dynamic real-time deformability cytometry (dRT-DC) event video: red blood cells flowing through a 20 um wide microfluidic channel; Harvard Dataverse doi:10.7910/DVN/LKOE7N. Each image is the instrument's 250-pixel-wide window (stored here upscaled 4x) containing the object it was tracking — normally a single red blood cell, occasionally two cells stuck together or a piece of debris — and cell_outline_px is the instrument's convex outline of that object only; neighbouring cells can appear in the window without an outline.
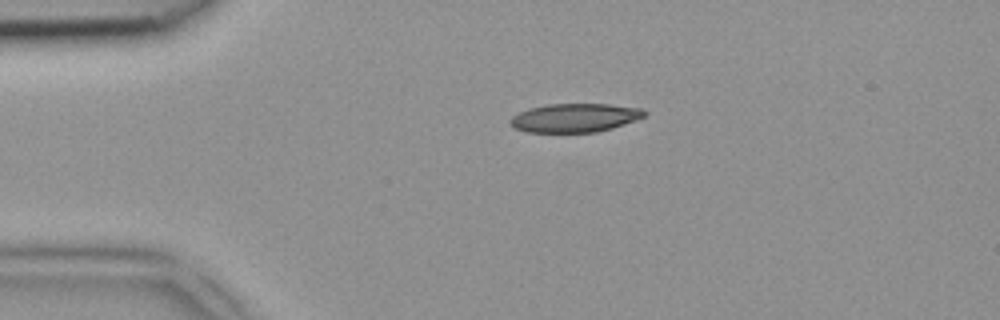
{"species": "common noctule bat (a hibernating species)", "species_latin": "Nyctalus noctula", "temperature_condition": "room temperature", "stored_images_in_passage": 33, "camera_frame_rate_fps": 3000, "um_per_image_px": 0.085, "animal": {"sex": "female", "body_mass_g": 18.4}, "frame": {"image": 1, "passage_image": 2, "time_ms": 0.333, "image_size_px": [1000, 320], "cell_outline_px": [[648, 112], [644, 116], [636, 120], [612, 128], [596, 132], [524, 132], [516, 128], [508, 120], [512, 116], [520, 112], [532, 108], [548, 104], [608, 104], [640, 108]], "centroid_in_image_um": [48.87, 10.01], "position_along_channel_um": 36.1, "area_um2": 22.25}}
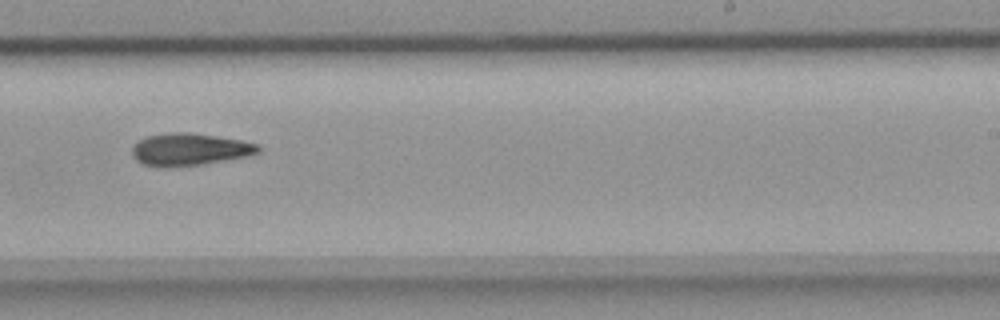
{"frame": {"image": 2, "passage_image": 21, "time_ms": 6.667, "image_size_px": [1000, 320], "cell_outline_px": [[260, 152], [248, 156], [204, 164], [160, 168], [144, 164], [136, 160], [132, 156], [132, 148], [140, 140], [148, 136], [172, 132], [188, 132], [216, 136], [240, 140], [260, 144]], "centroid_in_image_um": [16.13, 12.71], "position_along_channel_um": 272.9, "area_um2": 23.76}}
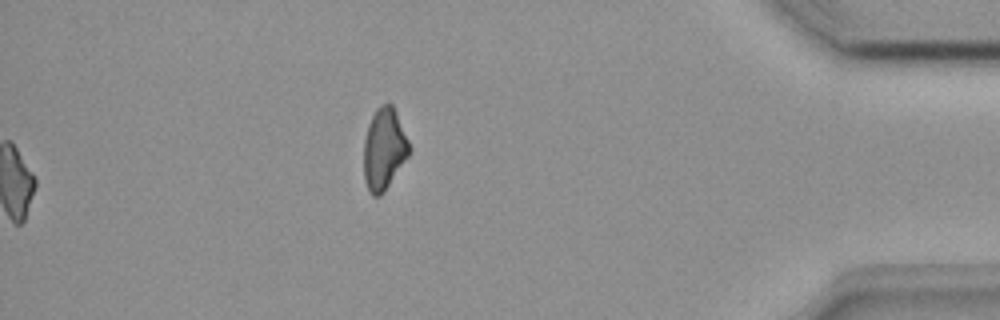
{"frame": {"image": 3, "passage_image": 33, "time_ms": 10.667, "image_size_px": [1000, 320], "cell_outline_px": [[412, 152], [384, 192], [380, 196], [372, 196], [364, 180], [364, 140], [368, 124], [376, 108], [380, 104], [392, 104], [396, 112], [412, 148]], "centroid_in_image_um": [32.66, 12.67], "position_along_channel_um": 402.5, "area_um2": 21.85}}